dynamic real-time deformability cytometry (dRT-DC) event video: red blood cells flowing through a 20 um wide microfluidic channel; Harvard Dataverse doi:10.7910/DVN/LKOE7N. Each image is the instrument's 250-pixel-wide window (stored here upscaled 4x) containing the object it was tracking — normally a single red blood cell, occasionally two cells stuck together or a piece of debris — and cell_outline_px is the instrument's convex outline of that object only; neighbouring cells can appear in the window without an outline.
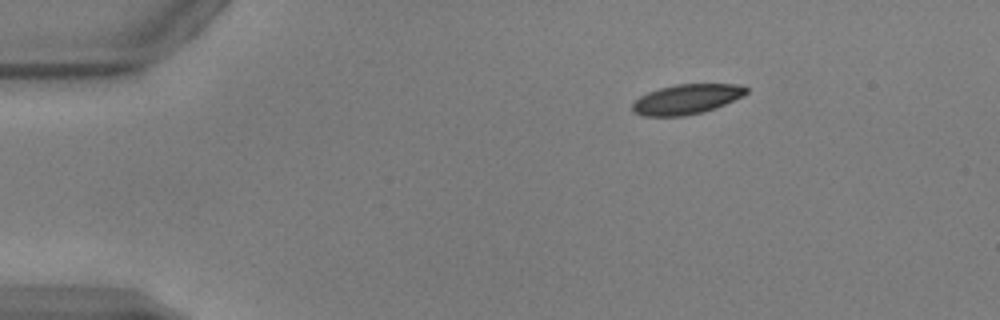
{"species": "common noctule bat (a hibernating species)", "species_latin": "Nyctalus noctula", "temperature_condition": "warm", "stored_images_in_passage": 6, "camera_frame_rate_fps": 3000, "um_per_image_px": 0.085, "animal": {"sex": "male", "body_mass_g": 17.9, "forearm_length_mm": 54.2}, "frame": {"image": 1, "passage_image": 1, "time_ms": 0.0, "image_size_px": [1000, 320], "cell_outline_px": [[748, 92], [744, 96], [716, 108], [704, 112], [684, 116], [644, 116], [632, 112], [632, 104], [640, 96], [648, 92], [660, 88], [676, 84], [736, 84], [748, 88]], "centroid_in_image_um": [58.37, 8.44], "position_along_channel_um": 26.6, "area_um2": 19.94}}